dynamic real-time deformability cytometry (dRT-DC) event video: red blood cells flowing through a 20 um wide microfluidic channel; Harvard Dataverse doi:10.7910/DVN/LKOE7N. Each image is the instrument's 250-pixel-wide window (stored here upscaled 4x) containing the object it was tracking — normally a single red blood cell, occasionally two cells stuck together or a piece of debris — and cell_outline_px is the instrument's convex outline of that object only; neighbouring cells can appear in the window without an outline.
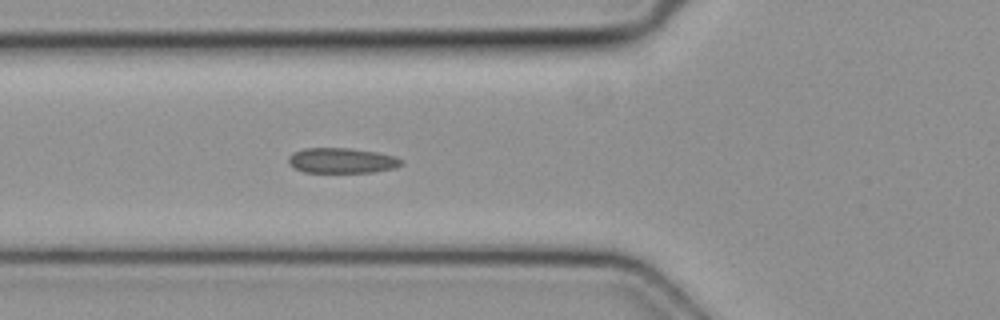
{"species": "common noctule bat (a hibernating species)", "species_latin": "Nyctalus noctula", "temperature_condition": "cold", "stored_images_in_passage": 2, "camera_frame_rate_fps": 3000, "um_per_image_px": 0.085, "animal": {"sex": "female", "body_mass_g": 19.3, "forearm_length_mm": 54.1}, "frame": {"image": 1, "passage_image": 2, "time_ms": 0.333, "image_size_px": [1000, 320], "cell_outline_px": [[404, 164], [396, 168], [372, 172], [304, 172], [292, 168], [288, 164], [288, 156], [292, 152], [304, 148], [352, 148], [376, 152], [396, 156], [404, 160]], "centroid_in_image_um": [29.05, 13.64], "position_along_channel_um": 96.7, "area_um2": 16.94}}